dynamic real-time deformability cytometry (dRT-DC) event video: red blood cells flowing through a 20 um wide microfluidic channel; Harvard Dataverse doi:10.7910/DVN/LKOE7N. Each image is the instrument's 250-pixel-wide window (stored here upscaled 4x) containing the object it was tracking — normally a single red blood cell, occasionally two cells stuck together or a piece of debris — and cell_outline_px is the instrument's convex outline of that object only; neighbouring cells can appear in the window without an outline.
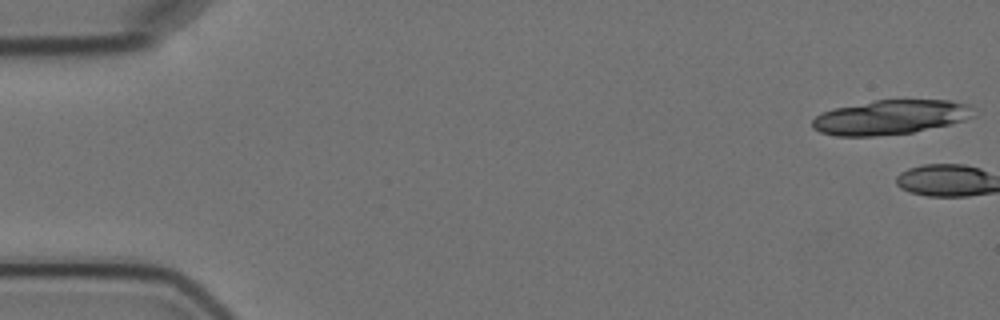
{"species": "Egyptian fruit bat (a non-hibernating species)", "species_latin": "Rousettus aegyptiacus", "temperature_condition": "cold", "stored_images_in_passage": 5, "camera_frame_rate_fps": 3000, "um_per_image_px": 0.085, "animal": {"sex": "female"}, "frame": {"image": 1, "passage_image": 1, "time_ms": 0.0, "image_size_px": [1000, 320], "cell_outline_px": [[976, 116], [952, 124], [912, 132], [876, 136], [836, 136], [820, 132], [812, 128], [812, 120], [820, 112], [836, 108], [876, 100], [948, 100], [972, 104], [976, 108]], "centroid_in_image_um": [75.76, 9.96], "position_along_channel_um": 9.2, "area_um2": 32.71}}